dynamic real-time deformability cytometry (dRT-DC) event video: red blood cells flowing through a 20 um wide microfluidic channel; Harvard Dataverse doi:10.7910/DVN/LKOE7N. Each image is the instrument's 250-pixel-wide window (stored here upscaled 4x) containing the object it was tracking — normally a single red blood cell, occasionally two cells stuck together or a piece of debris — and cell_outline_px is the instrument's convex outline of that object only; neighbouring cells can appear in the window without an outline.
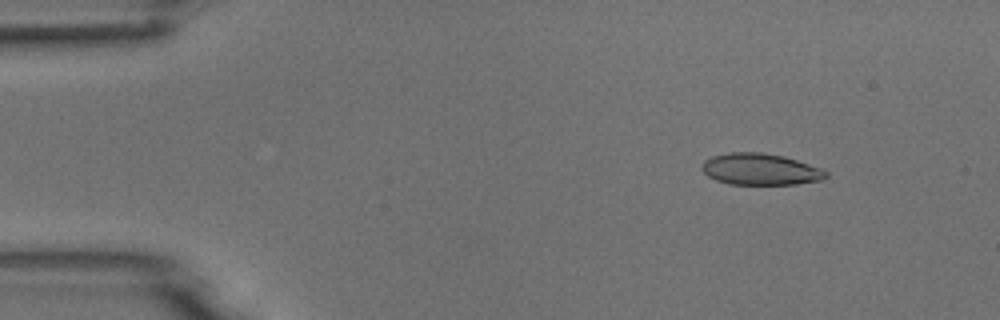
{"species": "common noctule bat (a hibernating species)", "species_latin": "Nyctalus noctula", "temperature_condition": "room temperature", "stored_images_in_passage": 5, "camera_frame_rate_fps": 3000, "um_per_image_px": 0.085, "animal": {"sex": "male", "body_mass_g": 18.8}, "frame": {"image": 1, "passage_image": 2, "time_ms": 0.333, "image_size_px": [1000, 320], "cell_outline_px": [[828, 176], [820, 180], [796, 184], [728, 184], [716, 180], [708, 176], [700, 168], [700, 164], [704, 160], [712, 156], [728, 152], [760, 152], [784, 156], [820, 168], [828, 172]], "centroid_in_image_um": [64.58, 14.38], "position_along_channel_um": 20.4, "area_um2": 22.83}}
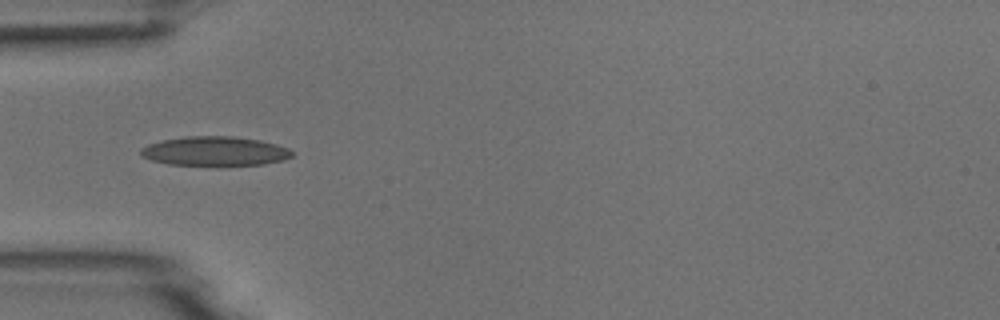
{"frame": {"image": 2, "passage_image": 5, "time_ms": 1.333, "image_size_px": [1000, 320], "cell_outline_px": [[292, 156], [284, 160], [264, 164], [216, 168], [168, 164], [152, 160], [140, 156], [140, 148], [148, 144], [164, 140], [184, 136], [232, 136], [260, 140], [276, 144], [288, 148], [292, 152]], "centroid_in_image_um": [18.25, 12.89], "position_along_channel_um": 66.7, "area_um2": 26.82}}